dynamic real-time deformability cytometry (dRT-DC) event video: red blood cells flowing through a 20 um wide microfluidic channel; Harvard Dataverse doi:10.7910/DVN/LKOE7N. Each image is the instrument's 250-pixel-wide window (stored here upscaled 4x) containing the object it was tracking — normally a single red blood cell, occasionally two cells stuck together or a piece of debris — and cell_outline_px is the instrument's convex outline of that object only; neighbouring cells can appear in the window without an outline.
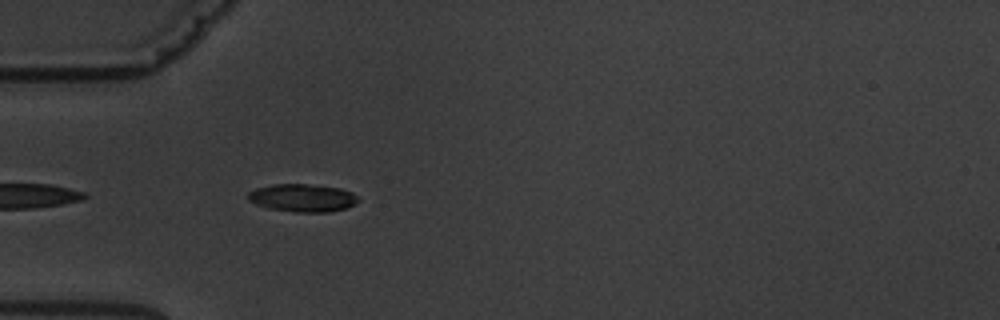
{"species": "common noctule bat (a hibernating species)", "species_latin": "Nyctalus noctula", "temperature_condition": "warm", "stored_images_in_passage": 3, "camera_frame_rate_fps": 3000, "um_per_image_px": 0.085, "animal": {"sex": "male", "body_mass_g": 19.5, "forearm_length_mm": 54.6}, "frame": {"image": 1, "passage_image": 3, "time_ms": 2.333, "image_size_px": [1000, 320], "cell_outline_px": [[360, 200], [348, 208], [328, 212], [296, 212], [268, 208], [256, 204], [248, 200], [248, 192], [256, 188], [272, 184], [304, 184], [340, 188], [352, 192]], "centroid_in_image_um": [25.72, 16.82], "position_along_channel_um": 59.3, "area_um2": 17.86}}